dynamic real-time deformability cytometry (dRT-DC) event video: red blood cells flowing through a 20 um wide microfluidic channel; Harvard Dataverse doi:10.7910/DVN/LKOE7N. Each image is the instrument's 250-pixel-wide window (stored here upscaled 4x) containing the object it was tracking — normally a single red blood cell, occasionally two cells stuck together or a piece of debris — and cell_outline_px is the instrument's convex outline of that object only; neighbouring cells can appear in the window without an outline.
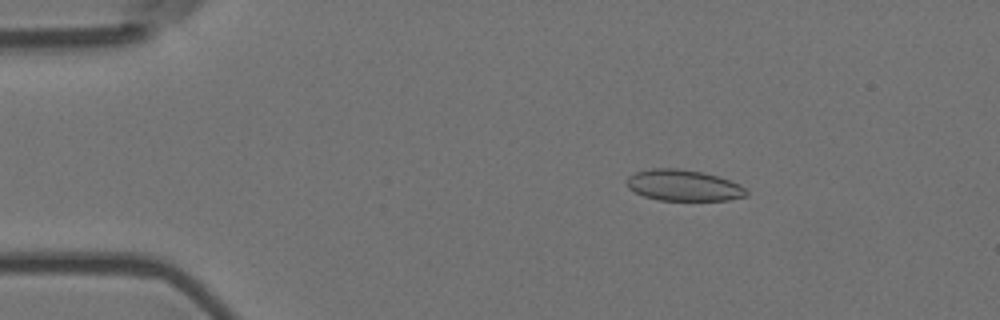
{"species": "Egyptian fruit bat (a non-hibernating species)", "species_latin": "Rousettus aegyptiacus", "temperature_condition": "room temperature", "stored_images_in_passage": 4, "camera_frame_rate_fps": 3000, "um_per_image_px": 0.085, "animal": {"sex": "female"}, "frame": {"image": 1, "passage_image": 2, "time_ms": 0.333, "image_size_px": [1000, 320], "cell_outline_px": [[748, 192], [744, 196], [728, 200], [660, 200], [644, 196], [628, 188], [628, 176], [636, 172], [652, 168], [676, 168], [700, 172], [716, 176], [740, 184]], "centroid_in_image_um": [58.08, 15.76], "position_along_channel_um": 26.9, "area_um2": 21.33}}